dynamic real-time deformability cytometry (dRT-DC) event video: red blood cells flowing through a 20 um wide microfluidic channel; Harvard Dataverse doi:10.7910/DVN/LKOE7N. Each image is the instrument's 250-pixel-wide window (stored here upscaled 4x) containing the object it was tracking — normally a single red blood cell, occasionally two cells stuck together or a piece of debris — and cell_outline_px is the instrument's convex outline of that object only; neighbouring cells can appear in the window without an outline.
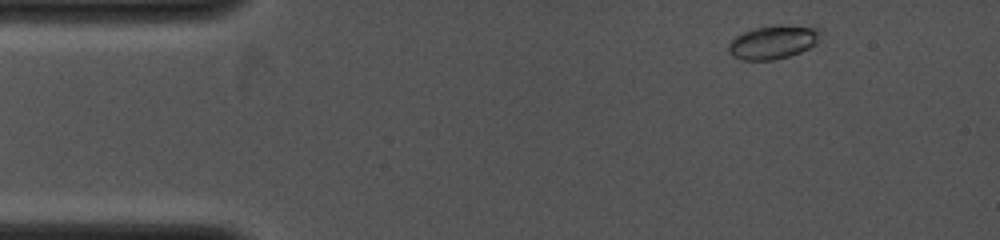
{"species": "common noctule bat (a hibernating species)", "species_latin": "Nyctalus noctula", "temperature_condition": "cold", "stored_images_in_passage": 5, "camera_frame_rate_fps": 4000, "um_per_image_px": 0.085, "animal": {"sex": "female", "body_mass_g": 19.0, "forearm_length_mm": 53.3}, "frame": {"image": 1, "passage_image": 1, "time_ms": 0.0, "image_size_px": [1000, 240], "cell_outline_px": [[824, 32], [816, 44], [800, 52], [788, 56], [772, 60], [744, 60], [732, 56], [728, 52], [728, 44], [740, 32], [756, 28], [784, 24], [820, 28]], "centroid_in_image_um": [65.74, 3.57], "position_along_channel_um": 19.3, "area_um2": 18.21}}